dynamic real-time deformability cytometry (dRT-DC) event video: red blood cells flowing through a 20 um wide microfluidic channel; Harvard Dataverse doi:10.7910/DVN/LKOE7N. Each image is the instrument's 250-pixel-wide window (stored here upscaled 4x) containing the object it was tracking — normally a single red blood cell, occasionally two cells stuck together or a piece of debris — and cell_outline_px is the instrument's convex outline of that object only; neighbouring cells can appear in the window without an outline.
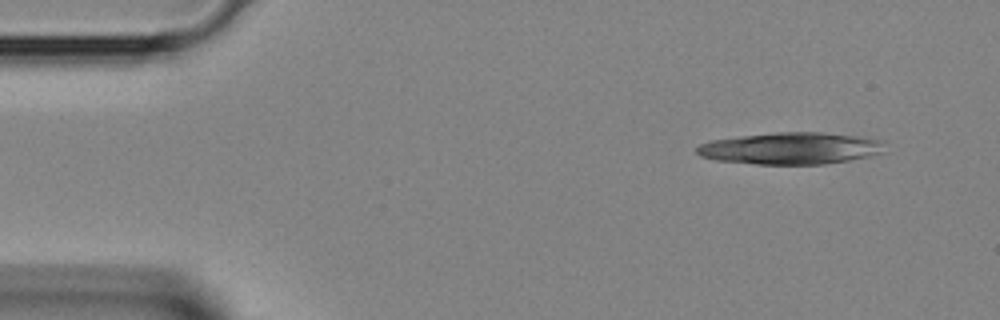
{"species": "Egyptian fruit bat (a non-hibernating species)", "species_latin": "Rousettus aegyptiacus", "temperature_condition": "room temperature", "stored_images_in_passage": 3, "camera_frame_rate_fps": 3000, "um_per_image_px": 0.085, "animal": {"sex": "female"}, "frame": {"image": 1, "passage_image": 3, "time_ms": 0.667, "image_size_px": [1000, 320], "cell_outline_px": [[888, 152], [848, 160], [824, 164], [756, 164], [716, 160], [700, 156], [696, 152], [696, 148], [700, 144], [712, 140], [776, 132], [820, 132], [864, 136], [884, 140]], "centroid_in_image_um": [67.31, 12.6], "position_along_channel_um": 17.7, "area_um2": 35.14}}